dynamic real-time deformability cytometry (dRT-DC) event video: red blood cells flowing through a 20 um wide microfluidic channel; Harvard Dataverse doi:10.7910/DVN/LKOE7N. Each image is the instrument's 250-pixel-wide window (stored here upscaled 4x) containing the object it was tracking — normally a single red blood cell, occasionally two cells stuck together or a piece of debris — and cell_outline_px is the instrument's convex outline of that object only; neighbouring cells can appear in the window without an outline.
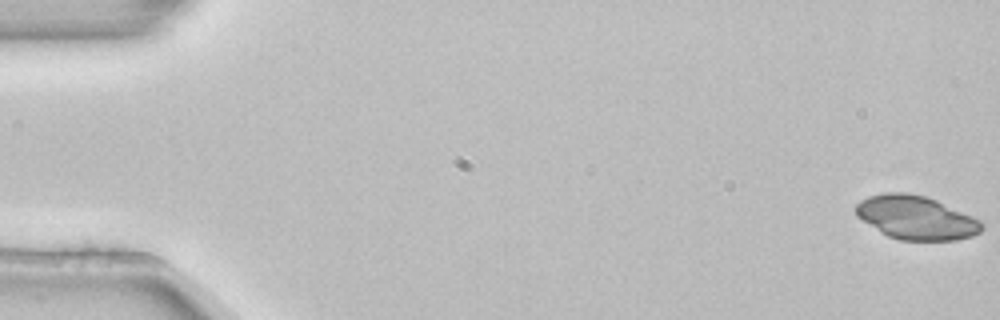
{"species": "common noctule bat (a hibernating species)", "species_latin": "Nyctalus noctula", "temperature_condition": "room temperature", "stored_images_in_passage": 6, "camera_frame_rate_fps": 3000, "um_per_image_px": 0.085, "animal": {"sex": "female", "body_mass_g": 22.7, "forearm_length_mm": 54.2}, "frame": {"image": 1, "passage_image": 1, "time_ms": 0.0, "image_size_px": [1000, 320], "cell_outline_px": [[984, 228], [980, 232], [972, 236], [956, 240], [900, 240], [888, 236], [880, 232], [856, 216], [852, 208], [860, 200], [868, 196], [884, 192], [908, 192], [924, 196], [936, 200], [972, 216], [980, 220], [984, 224]], "centroid_in_image_um": [77.83, 18.49], "position_along_channel_um": 7.2, "area_um2": 32.25}}